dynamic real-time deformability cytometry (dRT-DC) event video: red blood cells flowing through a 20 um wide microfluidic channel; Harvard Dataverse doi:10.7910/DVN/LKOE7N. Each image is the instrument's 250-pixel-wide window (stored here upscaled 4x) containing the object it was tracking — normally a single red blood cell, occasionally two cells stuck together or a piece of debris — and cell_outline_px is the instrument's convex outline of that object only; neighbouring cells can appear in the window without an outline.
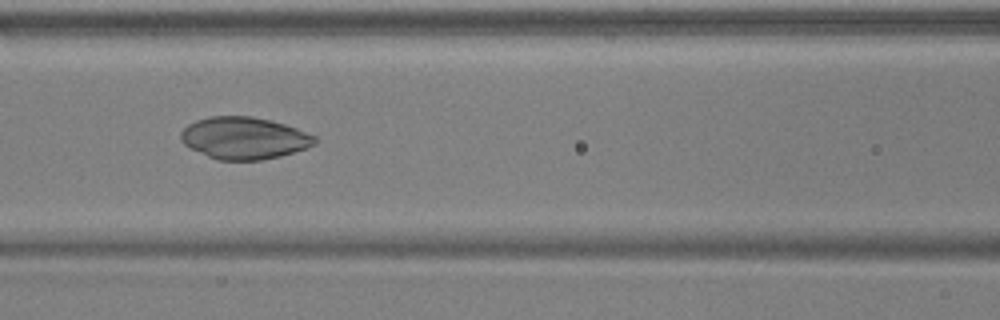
{"species": "common noctule bat (a hibernating species)", "species_latin": "Nyctalus noctula", "temperature_condition": "warm", "stored_images_in_passage": 30, "camera_frame_rate_fps": 3000, "um_per_image_px": 0.085, "animal": {"sex": "male", "body_mass_g": 17.9, "forearm_length_mm": 54.2}, "frame": {"image": 1, "passage_image": 24, "time_ms": 7.667, "image_size_px": [1000, 320], "cell_outline_px": [[316, 144], [280, 156], [260, 160], [220, 160], [208, 156], [184, 144], [180, 140], [180, 132], [188, 124], [196, 120], [212, 116], [252, 116], [272, 120], [296, 128], [316, 136]], "centroid_in_image_um": [20.74, 11.72], "position_along_channel_um": 145.9, "area_um2": 32.66}}